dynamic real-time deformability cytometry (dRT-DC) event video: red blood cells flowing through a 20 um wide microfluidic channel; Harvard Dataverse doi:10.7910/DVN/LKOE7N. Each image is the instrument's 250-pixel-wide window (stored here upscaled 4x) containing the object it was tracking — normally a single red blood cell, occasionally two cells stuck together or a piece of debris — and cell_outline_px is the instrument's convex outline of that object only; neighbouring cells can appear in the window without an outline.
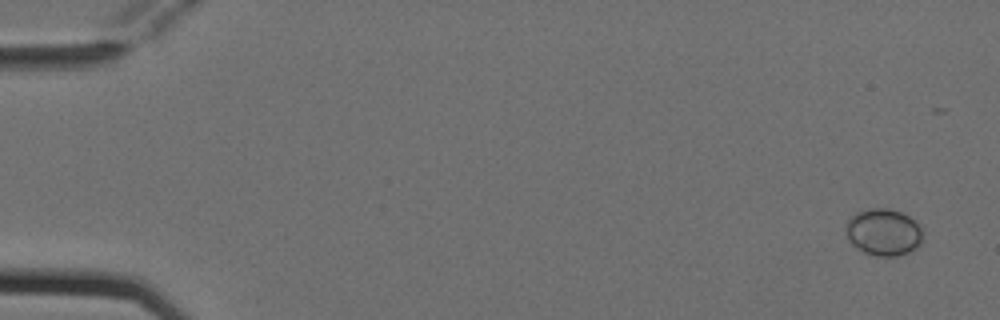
{"species": "Egyptian fruit bat (a non-hibernating species)", "species_latin": "Rousettus aegyptiacus", "temperature_condition": "cold", "stored_images_in_passage": 5, "camera_frame_rate_fps": 3000, "um_per_image_px": 0.085, "animal": {"sex": "female"}, "frame": {"image": 1, "passage_image": 1, "time_ms": 0.0, "image_size_px": [1000, 320], "cell_outline_px": [[920, 244], [916, 248], [908, 252], [896, 256], [876, 256], [864, 252], [852, 244], [848, 240], [844, 232], [844, 228], [848, 220], [856, 212], [868, 208], [888, 208], [900, 212], [908, 216], [920, 228]], "centroid_in_image_um": [75.02, 19.73], "position_along_channel_um": 10.0, "area_um2": 20.87}}
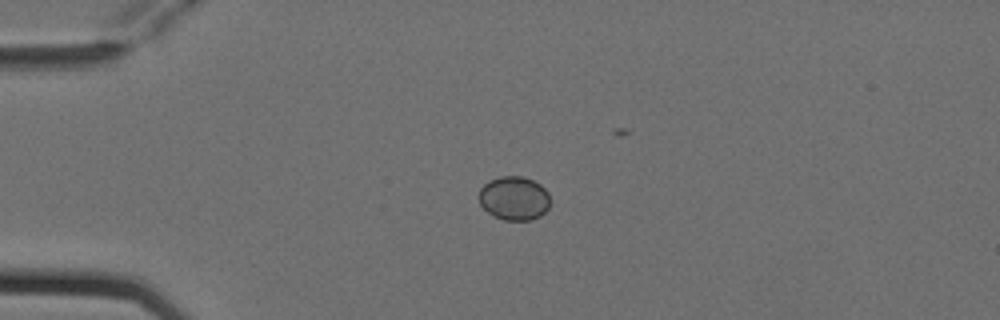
{"frame": {"image": 2, "passage_image": 4, "time_ms": 1.0, "image_size_px": [1000, 320], "cell_outline_px": [[548, 208], [540, 216], [532, 220], [504, 220], [488, 212], [480, 204], [476, 196], [480, 188], [488, 180], [500, 176], [524, 176], [540, 184], [548, 192]], "centroid_in_image_um": [43.66, 16.83], "position_along_channel_um": 41.3, "area_um2": 18.32}}